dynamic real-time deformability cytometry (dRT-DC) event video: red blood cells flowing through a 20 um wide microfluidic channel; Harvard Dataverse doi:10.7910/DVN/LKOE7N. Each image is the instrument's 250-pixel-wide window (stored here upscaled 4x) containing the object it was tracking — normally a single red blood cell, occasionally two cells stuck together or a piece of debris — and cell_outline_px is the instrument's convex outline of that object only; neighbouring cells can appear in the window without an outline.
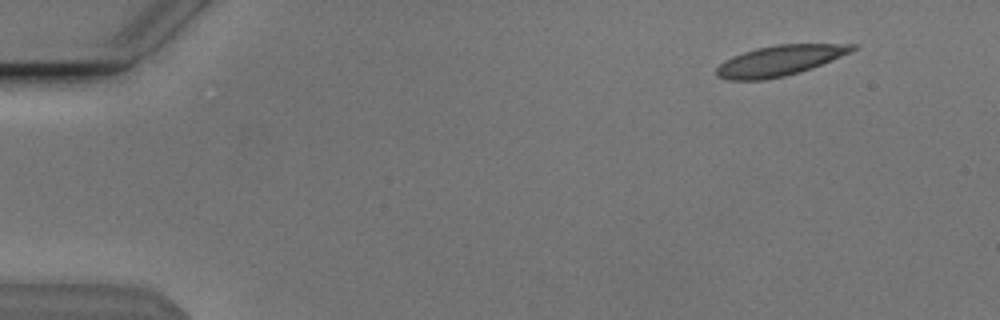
{"species": "Egyptian fruit bat (a non-hibernating species)", "species_latin": "Rousettus aegyptiacus", "temperature_condition": "cold", "stored_images_in_passage": 21, "camera_frame_rate_fps": 3000, "um_per_image_px": 0.085, "animal": {"sex": "male"}, "frame": {"image": 1, "passage_image": 6, "time_ms": 1.667, "image_size_px": [1000, 320], "cell_outline_px": [[860, 44], [852, 52], [812, 68], [800, 72], [784, 76], [764, 80], [728, 80], [716, 76], [716, 68], [724, 60], [732, 56], [756, 48], [776, 44]], "centroid_in_image_um": [66.27, 5.15], "position_along_channel_um": 18.7, "area_um2": 24.16}}